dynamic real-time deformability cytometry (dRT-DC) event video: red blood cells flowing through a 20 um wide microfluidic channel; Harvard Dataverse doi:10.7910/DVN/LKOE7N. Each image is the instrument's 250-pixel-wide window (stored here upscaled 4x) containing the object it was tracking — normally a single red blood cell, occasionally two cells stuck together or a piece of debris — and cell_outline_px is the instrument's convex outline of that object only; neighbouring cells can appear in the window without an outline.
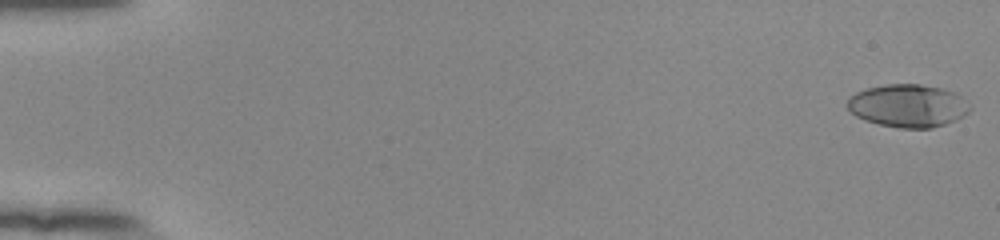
{"species": "human", "species_latin": "Homo sapiens", "temperature_condition": "room temperature", "stored_images_in_passage": 54, "camera_frame_rate_fps": 3000, "um_per_image_px": 0.085, "donor": {"sex": "female"}, "frame": {"image": 1, "passage_image": 1, "time_ms": 0.0, "image_size_px": [1000, 240], "cell_outline_px": [[972, 108], [964, 116], [956, 120], [932, 128], [900, 128], [880, 124], [864, 120], [856, 116], [848, 108], [848, 100], [856, 92], [868, 88], [888, 84], [920, 84], [940, 88], [956, 92]], "centroid_in_image_um": [77.2, 8.99], "position_along_channel_um": 7.8, "area_um2": 30.4}}
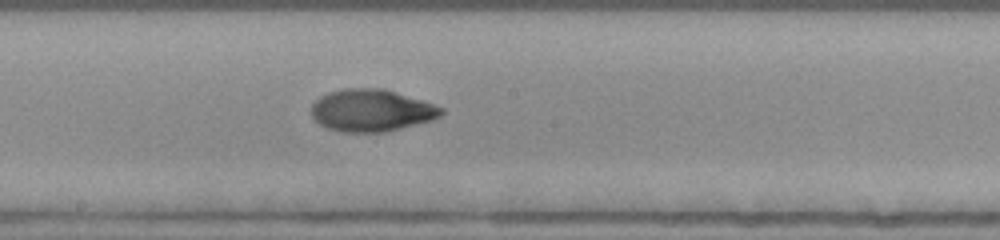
{"frame": {"image": 2, "passage_image": 31, "time_ms": 10.0, "image_size_px": [1000, 240], "cell_outline_px": [[444, 112], [440, 116], [432, 120], [384, 132], [340, 132], [328, 128], [320, 124], [312, 116], [312, 104], [320, 96], [328, 92], [344, 88], [384, 88], [444, 108]], "centroid_in_image_um": [31.55, 9.38], "position_along_channel_um": 216.6, "area_um2": 31.73}}
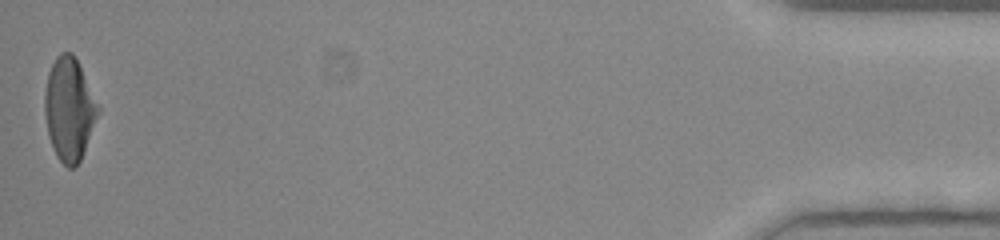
{"frame": {"image": 3, "passage_image": 54, "time_ms": 17.667, "image_size_px": [1000, 240], "cell_outline_px": [[100, 112], [80, 160], [72, 168], [68, 168], [56, 156], [48, 136], [44, 112], [44, 92], [48, 72], [56, 56], [60, 52], [72, 52], [100, 108]], "centroid_in_image_um": [5.86, 9.28], "position_along_channel_um": 429.3, "area_um2": 31.73}, "authors_computed_cell_mechanics": {"area_um2": 31.0675, "velocity_mm_per_s": 3.9061, "shape_relaxation_time_tau1_ms": 6.3316, "shape_relaxation_time_tau2_ms": 1.6962, "deformation_change_tau1": 0.24, "deformation_change_tau2": 0.0558}}